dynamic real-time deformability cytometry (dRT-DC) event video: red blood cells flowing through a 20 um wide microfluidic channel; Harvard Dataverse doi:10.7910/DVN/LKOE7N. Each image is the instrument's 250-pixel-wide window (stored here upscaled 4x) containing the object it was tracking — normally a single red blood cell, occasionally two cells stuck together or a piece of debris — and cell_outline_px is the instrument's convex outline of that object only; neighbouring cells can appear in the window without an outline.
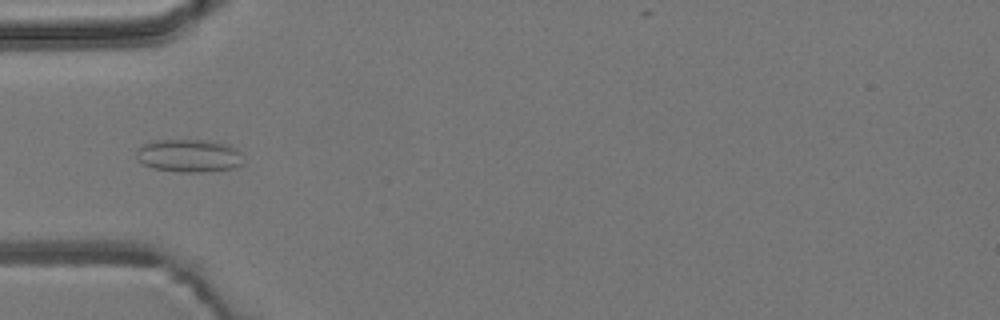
{"species": "common noctule bat (a hibernating species)", "species_latin": "Nyctalus noctula", "temperature_condition": "room temperature", "stored_images_in_passage": 6, "camera_frame_rate_fps": 3000, "um_per_image_px": 0.085, "animal": {"sex": "male", "body_mass_g": 19.2, "forearm_length_mm": 51.8}, "frame": {"image": 1, "passage_image": 4, "time_ms": 1.0, "image_size_px": [1000, 320], "cell_outline_px": [[244, 164], [236, 168], [200, 172], [180, 172], [156, 168], [144, 164], [136, 160], [136, 148], [152, 140], [208, 140], [228, 144], [236, 148], [240, 152]], "centroid_in_image_um": [16.08, 13.22], "position_along_channel_um": 68.9, "area_um2": 20.75}}
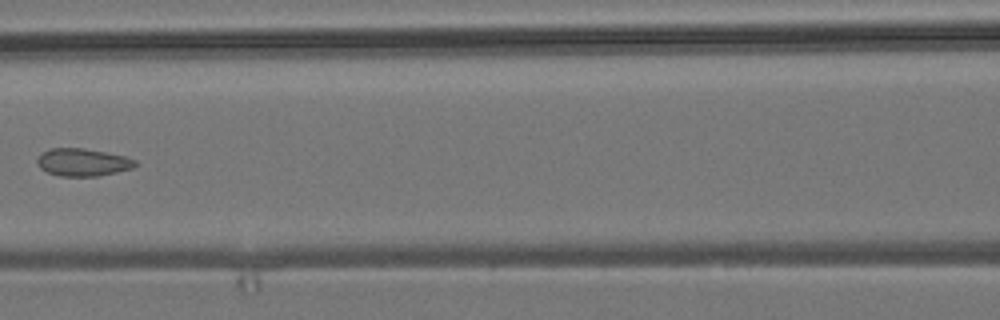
{"frame": {"image": 2, "passage_image": 6, "time_ms": 1.667, "image_size_px": [1000, 320], "cell_outline_px": [[136, 164], [132, 168], [116, 172], [96, 176], [60, 176], [48, 172], [40, 168], [36, 160], [40, 152], [52, 148], [84, 148], [124, 156], [136, 160]], "centroid_in_image_um": [6.99, 13.79], "position_along_channel_um": 159.6, "area_um2": 15.66}}